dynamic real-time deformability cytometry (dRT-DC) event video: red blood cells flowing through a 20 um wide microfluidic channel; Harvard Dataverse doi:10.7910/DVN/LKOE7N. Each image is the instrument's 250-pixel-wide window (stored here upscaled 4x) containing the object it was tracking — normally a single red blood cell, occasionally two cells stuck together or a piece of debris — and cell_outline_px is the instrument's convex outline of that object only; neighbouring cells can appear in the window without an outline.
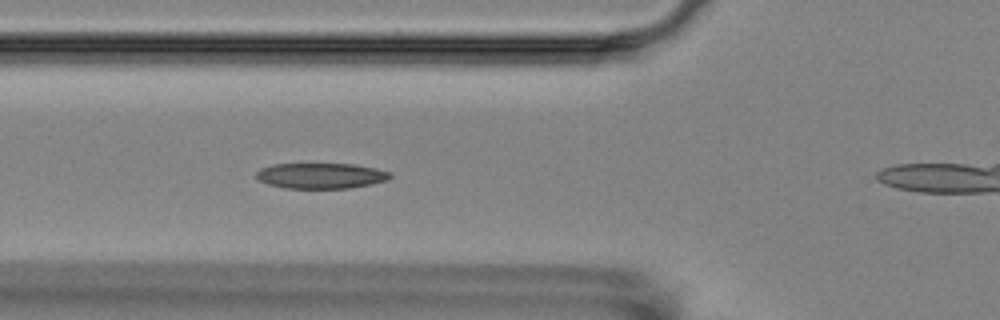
{"species": "Egyptian fruit bat (a non-hibernating species)", "species_latin": "Rousettus aegyptiacus", "temperature_condition": "room temperature", "stored_images_in_passage": 8, "camera_frame_rate_fps": 3000, "um_per_image_px": 0.085, "animal": {"sex": "female"}, "frame": {"image": 1, "passage_image": 7, "time_ms": 6.667, "image_size_px": [1000, 320], "cell_outline_px": [[392, 176], [388, 180], [372, 184], [348, 188], [284, 188], [268, 184], [260, 180], [256, 176], [256, 172], [260, 168], [272, 164], [352, 164], [376, 168], [392, 172]], "centroid_in_image_um": [27.3, 14.93], "position_along_channel_um": 98.5, "area_um2": 20.0}}